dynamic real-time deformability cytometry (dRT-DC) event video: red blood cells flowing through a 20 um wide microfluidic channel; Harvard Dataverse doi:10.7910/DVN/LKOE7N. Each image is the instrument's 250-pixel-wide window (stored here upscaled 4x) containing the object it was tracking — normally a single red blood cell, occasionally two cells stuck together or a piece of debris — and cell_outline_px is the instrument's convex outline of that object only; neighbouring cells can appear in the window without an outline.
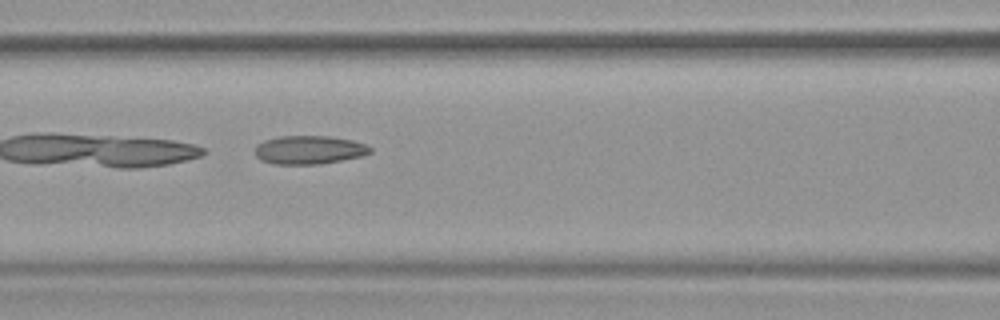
{"species": "common noctule bat (a hibernating species)", "species_latin": "Nyctalus noctula", "temperature_condition": "warm", "stored_images_in_passage": 18, "camera_frame_rate_fps": 3000, "um_per_image_px": 0.085, "animal": {"sex": "female", "body_mass_g": 19.9}, "frame": {"image": 1, "passage_image": 6, "time_ms": 1.667, "image_size_px": [1000, 320], "cell_outline_px": [[372, 152], [360, 156], [320, 164], [272, 164], [260, 160], [256, 156], [256, 144], [264, 140], [280, 136], [328, 136], [352, 140], [364, 144], [372, 148]], "centroid_in_image_um": [26.24, 12.74], "position_along_channel_um": 140.4, "area_um2": 19.07}}